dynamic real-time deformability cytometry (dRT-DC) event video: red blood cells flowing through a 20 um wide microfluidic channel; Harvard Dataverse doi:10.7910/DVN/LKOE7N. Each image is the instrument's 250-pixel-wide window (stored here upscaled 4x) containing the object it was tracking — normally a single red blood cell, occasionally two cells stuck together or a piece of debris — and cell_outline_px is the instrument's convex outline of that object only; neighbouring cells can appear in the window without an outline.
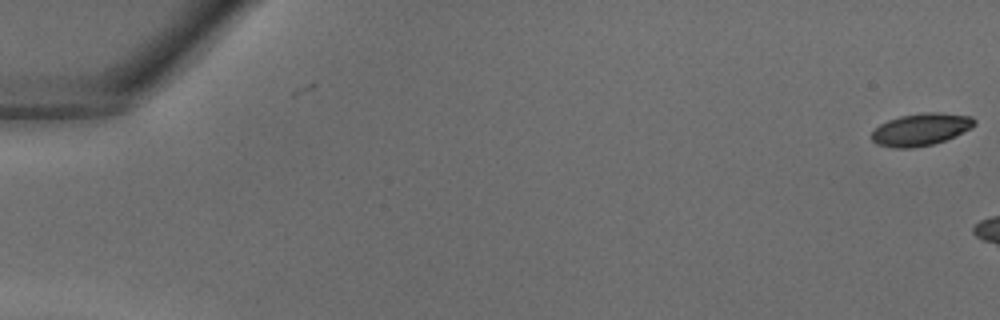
{"species": "common noctule bat (a hibernating species)", "species_latin": "Nyctalus noctula", "temperature_condition": "warm", "stored_images_in_passage": 3, "camera_frame_rate_fps": 3000, "um_per_image_px": 0.085, "animal": {"sex": "male", "body_mass_g": 18.8}, "frame": {"image": 1, "passage_image": 3, "time_ms": 0.667, "image_size_px": [1000, 320], "cell_outline_px": [[976, 124], [972, 128], [944, 140], [932, 144], [912, 148], [892, 148], [876, 144], [872, 140], [872, 132], [880, 124], [888, 120], [900, 116], [924, 112], [940, 112], [972, 116], [976, 120]], "centroid_in_image_um": [78.28, 10.99], "position_along_channel_um": 6.7, "area_um2": 19.36}}